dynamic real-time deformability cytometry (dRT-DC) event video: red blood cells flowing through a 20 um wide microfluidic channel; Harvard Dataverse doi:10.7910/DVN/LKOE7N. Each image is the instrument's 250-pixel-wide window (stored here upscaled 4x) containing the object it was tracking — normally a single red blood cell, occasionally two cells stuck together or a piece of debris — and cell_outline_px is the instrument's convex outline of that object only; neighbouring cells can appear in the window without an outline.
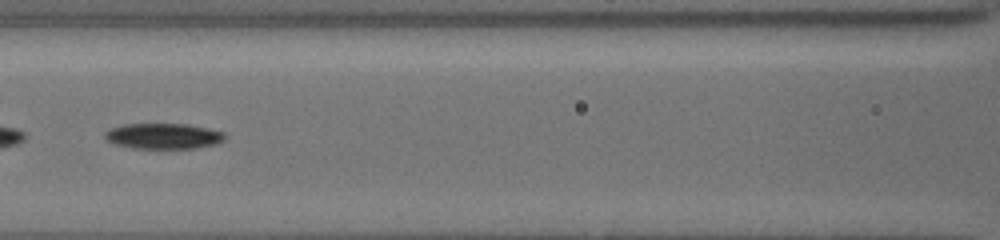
{"species": "common noctule bat (a hibernating species)", "species_latin": "Nyctalus noctula", "temperature_condition": "cold", "stored_images_in_passage": 40, "camera_frame_rate_fps": 3000, "um_per_image_px": 0.085, "animal": {"sex": "female", "body_mass_g": 19.5, "forearm_length_mm": 54.1}, "frame": {"image": 1, "passage_image": 12, "time_ms": 3.667, "image_size_px": [1000, 240], "cell_outline_px": [[224, 140], [216, 144], [196, 148], [132, 148], [116, 144], [108, 140], [104, 136], [104, 132], [112, 128], [124, 124], [188, 124], [208, 128], [224, 132]], "centroid_in_image_um": [13.9, 11.56], "position_along_channel_um": 152.7, "area_um2": 17.8}}
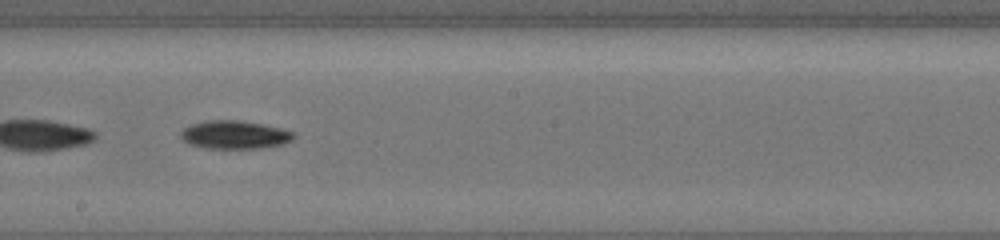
{"frame": {"image": 2, "passage_image": 18, "time_ms": 5.667, "image_size_px": [1000, 240], "cell_outline_px": [[296, 136], [292, 140], [284, 144], [260, 148], [204, 148], [188, 144], [180, 136], [180, 132], [184, 128], [192, 124], [208, 120], [236, 120], [264, 124], [296, 132]], "centroid_in_image_um": [19.97, 11.45], "position_along_channel_um": 228.2, "area_um2": 18.67}}
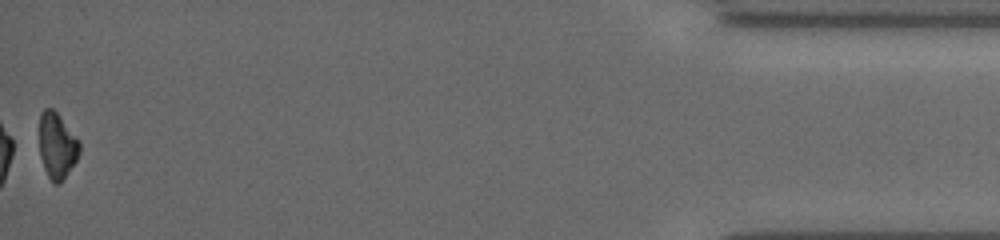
{"frame": {"image": 3, "passage_image": 40, "time_ms": 13.0, "image_size_px": [1000, 240], "cell_outline_px": [[80, 152], [76, 160], [60, 184], [52, 184], [44, 168], [40, 156], [40, 112], [44, 108], [52, 108], [56, 112], [80, 140]], "centroid_in_image_um": [4.85, 12.39], "position_along_channel_um": 430.3, "area_um2": 15.43}, "authors_computed_cell_mechanics": {"area_um2": 17.8313, "velocity_mm_per_s": 3.7876, "shape_relaxation_time_tau1_ms": 3.7395, "shape_relaxation_time_tau2_ms": null, "deformation_change_tau1": 0.1239, "deformation_change_tau2": null}}